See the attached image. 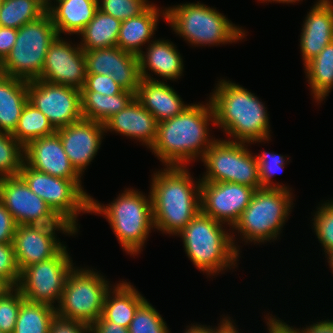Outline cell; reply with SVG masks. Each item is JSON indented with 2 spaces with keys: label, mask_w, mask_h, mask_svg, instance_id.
Wrapping results in <instances>:
<instances>
[{
  "label": "cell",
  "mask_w": 333,
  "mask_h": 333,
  "mask_svg": "<svg viewBox=\"0 0 333 333\" xmlns=\"http://www.w3.org/2000/svg\"><path fill=\"white\" fill-rule=\"evenodd\" d=\"M159 11L160 9L152 3L140 15L123 20L119 30L117 47L138 56L143 51L142 46L146 42H152L150 39L157 30L159 16H163V19L166 20V9L162 10L163 12Z\"/></svg>",
  "instance_id": "cell-25"
},
{
  "label": "cell",
  "mask_w": 333,
  "mask_h": 333,
  "mask_svg": "<svg viewBox=\"0 0 333 333\" xmlns=\"http://www.w3.org/2000/svg\"><path fill=\"white\" fill-rule=\"evenodd\" d=\"M55 231L70 236L77 233L70 225H17L13 246L20 271L53 258L65 246L57 239Z\"/></svg>",
  "instance_id": "cell-15"
},
{
  "label": "cell",
  "mask_w": 333,
  "mask_h": 333,
  "mask_svg": "<svg viewBox=\"0 0 333 333\" xmlns=\"http://www.w3.org/2000/svg\"><path fill=\"white\" fill-rule=\"evenodd\" d=\"M298 329L300 333H333V319L313 323L310 326H306V328L303 327V330Z\"/></svg>",
  "instance_id": "cell-48"
},
{
  "label": "cell",
  "mask_w": 333,
  "mask_h": 333,
  "mask_svg": "<svg viewBox=\"0 0 333 333\" xmlns=\"http://www.w3.org/2000/svg\"><path fill=\"white\" fill-rule=\"evenodd\" d=\"M135 98L157 120L162 122L182 113L189 104H184L178 93L166 82L140 79Z\"/></svg>",
  "instance_id": "cell-24"
},
{
  "label": "cell",
  "mask_w": 333,
  "mask_h": 333,
  "mask_svg": "<svg viewBox=\"0 0 333 333\" xmlns=\"http://www.w3.org/2000/svg\"><path fill=\"white\" fill-rule=\"evenodd\" d=\"M94 271L73 267L66 278L56 315L91 325L102 314L110 286L105 277Z\"/></svg>",
  "instance_id": "cell-9"
},
{
  "label": "cell",
  "mask_w": 333,
  "mask_h": 333,
  "mask_svg": "<svg viewBox=\"0 0 333 333\" xmlns=\"http://www.w3.org/2000/svg\"><path fill=\"white\" fill-rule=\"evenodd\" d=\"M256 158L259 164L261 188H285L291 190V188L286 187V185L284 186L277 183L275 184L273 181H271V177L274 174H277L278 171H282L284 166L287 164V161H285L286 159L283 155L264 151L261 154H256Z\"/></svg>",
  "instance_id": "cell-40"
},
{
  "label": "cell",
  "mask_w": 333,
  "mask_h": 333,
  "mask_svg": "<svg viewBox=\"0 0 333 333\" xmlns=\"http://www.w3.org/2000/svg\"><path fill=\"white\" fill-rule=\"evenodd\" d=\"M87 76L86 58L79 43L71 45L57 36L46 54L44 67L38 79L73 87L78 90L84 86Z\"/></svg>",
  "instance_id": "cell-17"
},
{
  "label": "cell",
  "mask_w": 333,
  "mask_h": 333,
  "mask_svg": "<svg viewBox=\"0 0 333 333\" xmlns=\"http://www.w3.org/2000/svg\"><path fill=\"white\" fill-rule=\"evenodd\" d=\"M28 101V81L0 74V132H14Z\"/></svg>",
  "instance_id": "cell-28"
},
{
  "label": "cell",
  "mask_w": 333,
  "mask_h": 333,
  "mask_svg": "<svg viewBox=\"0 0 333 333\" xmlns=\"http://www.w3.org/2000/svg\"><path fill=\"white\" fill-rule=\"evenodd\" d=\"M0 201L17 225H69L20 176L0 178Z\"/></svg>",
  "instance_id": "cell-13"
},
{
  "label": "cell",
  "mask_w": 333,
  "mask_h": 333,
  "mask_svg": "<svg viewBox=\"0 0 333 333\" xmlns=\"http://www.w3.org/2000/svg\"><path fill=\"white\" fill-rule=\"evenodd\" d=\"M135 98V93L123 90L115 95L99 92H81L82 116L103 125L115 114L126 108Z\"/></svg>",
  "instance_id": "cell-29"
},
{
  "label": "cell",
  "mask_w": 333,
  "mask_h": 333,
  "mask_svg": "<svg viewBox=\"0 0 333 333\" xmlns=\"http://www.w3.org/2000/svg\"><path fill=\"white\" fill-rule=\"evenodd\" d=\"M157 125L156 118L136 98L104 124L105 133L113 131L140 140L148 149L155 142Z\"/></svg>",
  "instance_id": "cell-22"
},
{
  "label": "cell",
  "mask_w": 333,
  "mask_h": 333,
  "mask_svg": "<svg viewBox=\"0 0 333 333\" xmlns=\"http://www.w3.org/2000/svg\"><path fill=\"white\" fill-rule=\"evenodd\" d=\"M10 288L3 280L0 279V295Z\"/></svg>",
  "instance_id": "cell-53"
},
{
  "label": "cell",
  "mask_w": 333,
  "mask_h": 333,
  "mask_svg": "<svg viewBox=\"0 0 333 333\" xmlns=\"http://www.w3.org/2000/svg\"><path fill=\"white\" fill-rule=\"evenodd\" d=\"M19 175L61 220L78 232V214L90 213L91 197L84 190L81 180L54 177L29 167L25 162Z\"/></svg>",
  "instance_id": "cell-10"
},
{
  "label": "cell",
  "mask_w": 333,
  "mask_h": 333,
  "mask_svg": "<svg viewBox=\"0 0 333 333\" xmlns=\"http://www.w3.org/2000/svg\"><path fill=\"white\" fill-rule=\"evenodd\" d=\"M24 147L10 134L0 132V178L19 175Z\"/></svg>",
  "instance_id": "cell-35"
},
{
  "label": "cell",
  "mask_w": 333,
  "mask_h": 333,
  "mask_svg": "<svg viewBox=\"0 0 333 333\" xmlns=\"http://www.w3.org/2000/svg\"><path fill=\"white\" fill-rule=\"evenodd\" d=\"M291 190L285 188H260L254 191L249 205L233 226L244 242L254 244L276 240L282 232L289 212L293 208Z\"/></svg>",
  "instance_id": "cell-7"
},
{
  "label": "cell",
  "mask_w": 333,
  "mask_h": 333,
  "mask_svg": "<svg viewBox=\"0 0 333 333\" xmlns=\"http://www.w3.org/2000/svg\"><path fill=\"white\" fill-rule=\"evenodd\" d=\"M122 21L97 10L90 23L78 34L79 45L84 51L117 46Z\"/></svg>",
  "instance_id": "cell-30"
},
{
  "label": "cell",
  "mask_w": 333,
  "mask_h": 333,
  "mask_svg": "<svg viewBox=\"0 0 333 333\" xmlns=\"http://www.w3.org/2000/svg\"><path fill=\"white\" fill-rule=\"evenodd\" d=\"M58 36L48 13L18 29L16 42L0 63V74L32 81L39 78L49 46Z\"/></svg>",
  "instance_id": "cell-8"
},
{
  "label": "cell",
  "mask_w": 333,
  "mask_h": 333,
  "mask_svg": "<svg viewBox=\"0 0 333 333\" xmlns=\"http://www.w3.org/2000/svg\"><path fill=\"white\" fill-rule=\"evenodd\" d=\"M67 247L53 258L32 264L20 271L17 289L25 300L54 307L59 304L67 276L74 267Z\"/></svg>",
  "instance_id": "cell-12"
},
{
  "label": "cell",
  "mask_w": 333,
  "mask_h": 333,
  "mask_svg": "<svg viewBox=\"0 0 333 333\" xmlns=\"http://www.w3.org/2000/svg\"><path fill=\"white\" fill-rule=\"evenodd\" d=\"M18 34V29L0 27V63L6 58L13 46Z\"/></svg>",
  "instance_id": "cell-45"
},
{
  "label": "cell",
  "mask_w": 333,
  "mask_h": 333,
  "mask_svg": "<svg viewBox=\"0 0 333 333\" xmlns=\"http://www.w3.org/2000/svg\"><path fill=\"white\" fill-rule=\"evenodd\" d=\"M56 308L24 300L21 303L13 333H49Z\"/></svg>",
  "instance_id": "cell-33"
},
{
  "label": "cell",
  "mask_w": 333,
  "mask_h": 333,
  "mask_svg": "<svg viewBox=\"0 0 333 333\" xmlns=\"http://www.w3.org/2000/svg\"><path fill=\"white\" fill-rule=\"evenodd\" d=\"M92 333H129L128 328L107 320H96L91 324Z\"/></svg>",
  "instance_id": "cell-46"
},
{
  "label": "cell",
  "mask_w": 333,
  "mask_h": 333,
  "mask_svg": "<svg viewBox=\"0 0 333 333\" xmlns=\"http://www.w3.org/2000/svg\"><path fill=\"white\" fill-rule=\"evenodd\" d=\"M332 3L318 0L307 12L299 39L304 66L333 41Z\"/></svg>",
  "instance_id": "cell-21"
},
{
  "label": "cell",
  "mask_w": 333,
  "mask_h": 333,
  "mask_svg": "<svg viewBox=\"0 0 333 333\" xmlns=\"http://www.w3.org/2000/svg\"><path fill=\"white\" fill-rule=\"evenodd\" d=\"M24 297L16 287L8 288L0 295V331L13 333Z\"/></svg>",
  "instance_id": "cell-37"
},
{
  "label": "cell",
  "mask_w": 333,
  "mask_h": 333,
  "mask_svg": "<svg viewBox=\"0 0 333 333\" xmlns=\"http://www.w3.org/2000/svg\"><path fill=\"white\" fill-rule=\"evenodd\" d=\"M56 133L71 165L82 176L101 147L105 126L100 122L82 118L57 129Z\"/></svg>",
  "instance_id": "cell-19"
},
{
  "label": "cell",
  "mask_w": 333,
  "mask_h": 333,
  "mask_svg": "<svg viewBox=\"0 0 333 333\" xmlns=\"http://www.w3.org/2000/svg\"><path fill=\"white\" fill-rule=\"evenodd\" d=\"M121 282L108 291L102 314L97 320H107L129 328L135 312L146 299L130 282Z\"/></svg>",
  "instance_id": "cell-27"
},
{
  "label": "cell",
  "mask_w": 333,
  "mask_h": 333,
  "mask_svg": "<svg viewBox=\"0 0 333 333\" xmlns=\"http://www.w3.org/2000/svg\"><path fill=\"white\" fill-rule=\"evenodd\" d=\"M146 50L138 55L142 79L155 81L156 78L150 76L148 70L162 77L164 81L165 79L174 81L182 76L184 70L182 56L171 41L153 40Z\"/></svg>",
  "instance_id": "cell-23"
},
{
  "label": "cell",
  "mask_w": 333,
  "mask_h": 333,
  "mask_svg": "<svg viewBox=\"0 0 333 333\" xmlns=\"http://www.w3.org/2000/svg\"><path fill=\"white\" fill-rule=\"evenodd\" d=\"M188 327L184 333H214L213 328L210 326L207 327L206 325L192 324V326Z\"/></svg>",
  "instance_id": "cell-50"
},
{
  "label": "cell",
  "mask_w": 333,
  "mask_h": 333,
  "mask_svg": "<svg viewBox=\"0 0 333 333\" xmlns=\"http://www.w3.org/2000/svg\"><path fill=\"white\" fill-rule=\"evenodd\" d=\"M223 225L199 211L177 234L182 238L191 262L208 275L214 276L237 266L240 248L235 245L233 234L223 229Z\"/></svg>",
  "instance_id": "cell-4"
},
{
  "label": "cell",
  "mask_w": 333,
  "mask_h": 333,
  "mask_svg": "<svg viewBox=\"0 0 333 333\" xmlns=\"http://www.w3.org/2000/svg\"><path fill=\"white\" fill-rule=\"evenodd\" d=\"M210 121L215 125L210 99L205 105L190 104L177 116L158 123L156 139L150 150L165 167H187L189 161L202 159L216 141L209 133Z\"/></svg>",
  "instance_id": "cell-1"
},
{
  "label": "cell",
  "mask_w": 333,
  "mask_h": 333,
  "mask_svg": "<svg viewBox=\"0 0 333 333\" xmlns=\"http://www.w3.org/2000/svg\"><path fill=\"white\" fill-rule=\"evenodd\" d=\"M124 89L110 75L87 74L80 92H99L104 95H115Z\"/></svg>",
  "instance_id": "cell-42"
},
{
  "label": "cell",
  "mask_w": 333,
  "mask_h": 333,
  "mask_svg": "<svg viewBox=\"0 0 333 333\" xmlns=\"http://www.w3.org/2000/svg\"><path fill=\"white\" fill-rule=\"evenodd\" d=\"M247 147L245 142L216 139L201 159L207 169L201 182H233L260 189L259 164Z\"/></svg>",
  "instance_id": "cell-11"
},
{
  "label": "cell",
  "mask_w": 333,
  "mask_h": 333,
  "mask_svg": "<svg viewBox=\"0 0 333 333\" xmlns=\"http://www.w3.org/2000/svg\"><path fill=\"white\" fill-rule=\"evenodd\" d=\"M46 13L44 0H3L0 7V27L19 29Z\"/></svg>",
  "instance_id": "cell-32"
},
{
  "label": "cell",
  "mask_w": 333,
  "mask_h": 333,
  "mask_svg": "<svg viewBox=\"0 0 333 333\" xmlns=\"http://www.w3.org/2000/svg\"><path fill=\"white\" fill-rule=\"evenodd\" d=\"M129 333H170L160 313L145 300L135 312Z\"/></svg>",
  "instance_id": "cell-36"
},
{
  "label": "cell",
  "mask_w": 333,
  "mask_h": 333,
  "mask_svg": "<svg viewBox=\"0 0 333 333\" xmlns=\"http://www.w3.org/2000/svg\"><path fill=\"white\" fill-rule=\"evenodd\" d=\"M186 167L166 166L152 175L150 194L154 227L162 233H180L201 211L200 184Z\"/></svg>",
  "instance_id": "cell-2"
},
{
  "label": "cell",
  "mask_w": 333,
  "mask_h": 333,
  "mask_svg": "<svg viewBox=\"0 0 333 333\" xmlns=\"http://www.w3.org/2000/svg\"><path fill=\"white\" fill-rule=\"evenodd\" d=\"M90 213L104 215L122 249L133 256L143 251L151 229H155L150 192L147 198L141 191L128 188L105 206L91 196Z\"/></svg>",
  "instance_id": "cell-5"
},
{
  "label": "cell",
  "mask_w": 333,
  "mask_h": 333,
  "mask_svg": "<svg viewBox=\"0 0 333 333\" xmlns=\"http://www.w3.org/2000/svg\"><path fill=\"white\" fill-rule=\"evenodd\" d=\"M17 223L0 201V243H13Z\"/></svg>",
  "instance_id": "cell-44"
},
{
  "label": "cell",
  "mask_w": 333,
  "mask_h": 333,
  "mask_svg": "<svg viewBox=\"0 0 333 333\" xmlns=\"http://www.w3.org/2000/svg\"><path fill=\"white\" fill-rule=\"evenodd\" d=\"M267 318L266 322H267V330H269V333H300L298 328H293L292 326L290 327L289 324H286L283 320L280 319H276L275 316L272 317L271 316H265V319Z\"/></svg>",
  "instance_id": "cell-47"
},
{
  "label": "cell",
  "mask_w": 333,
  "mask_h": 333,
  "mask_svg": "<svg viewBox=\"0 0 333 333\" xmlns=\"http://www.w3.org/2000/svg\"><path fill=\"white\" fill-rule=\"evenodd\" d=\"M312 221L314 232L324 252L333 249V200L321 203Z\"/></svg>",
  "instance_id": "cell-39"
},
{
  "label": "cell",
  "mask_w": 333,
  "mask_h": 333,
  "mask_svg": "<svg viewBox=\"0 0 333 333\" xmlns=\"http://www.w3.org/2000/svg\"><path fill=\"white\" fill-rule=\"evenodd\" d=\"M92 333L91 325L55 316L49 333Z\"/></svg>",
  "instance_id": "cell-43"
},
{
  "label": "cell",
  "mask_w": 333,
  "mask_h": 333,
  "mask_svg": "<svg viewBox=\"0 0 333 333\" xmlns=\"http://www.w3.org/2000/svg\"><path fill=\"white\" fill-rule=\"evenodd\" d=\"M326 258H327V262L329 263L330 269L333 272V249L326 251L325 252Z\"/></svg>",
  "instance_id": "cell-51"
},
{
  "label": "cell",
  "mask_w": 333,
  "mask_h": 333,
  "mask_svg": "<svg viewBox=\"0 0 333 333\" xmlns=\"http://www.w3.org/2000/svg\"><path fill=\"white\" fill-rule=\"evenodd\" d=\"M98 9L121 21L136 17L151 4L148 0H97ZM149 2V3H148Z\"/></svg>",
  "instance_id": "cell-38"
},
{
  "label": "cell",
  "mask_w": 333,
  "mask_h": 333,
  "mask_svg": "<svg viewBox=\"0 0 333 333\" xmlns=\"http://www.w3.org/2000/svg\"><path fill=\"white\" fill-rule=\"evenodd\" d=\"M28 100L57 130L83 118L80 90L41 79L28 81Z\"/></svg>",
  "instance_id": "cell-14"
},
{
  "label": "cell",
  "mask_w": 333,
  "mask_h": 333,
  "mask_svg": "<svg viewBox=\"0 0 333 333\" xmlns=\"http://www.w3.org/2000/svg\"><path fill=\"white\" fill-rule=\"evenodd\" d=\"M222 319L218 324V327L213 328L214 333H239V330H237L236 326L233 323L234 321L230 319V316H226Z\"/></svg>",
  "instance_id": "cell-49"
},
{
  "label": "cell",
  "mask_w": 333,
  "mask_h": 333,
  "mask_svg": "<svg viewBox=\"0 0 333 333\" xmlns=\"http://www.w3.org/2000/svg\"><path fill=\"white\" fill-rule=\"evenodd\" d=\"M166 9V22L180 37L196 46L222 45L240 41L245 30L204 3H183Z\"/></svg>",
  "instance_id": "cell-6"
},
{
  "label": "cell",
  "mask_w": 333,
  "mask_h": 333,
  "mask_svg": "<svg viewBox=\"0 0 333 333\" xmlns=\"http://www.w3.org/2000/svg\"><path fill=\"white\" fill-rule=\"evenodd\" d=\"M304 68L315 102H322L333 89V41Z\"/></svg>",
  "instance_id": "cell-31"
},
{
  "label": "cell",
  "mask_w": 333,
  "mask_h": 333,
  "mask_svg": "<svg viewBox=\"0 0 333 333\" xmlns=\"http://www.w3.org/2000/svg\"><path fill=\"white\" fill-rule=\"evenodd\" d=\"M254 191L252 187L233 182H201V211L233 228L249 205Z\"/></svg>",
  "instance_id": "cell-16"
},
{
  "label": "cell",
  "mask_w": 333,
  "mask_h": 333,
  "mask_svg": "<svg viewBox=\"0 0 333 333\" xmlns=\"http://www.w3.org/2000/svg\"><path fill=\"white\" fill-rule=\"evenodd\" d=\"M259 1V0H258ZM261 2H278V3H286V4H288V3H295L296 1L298 2V1H301V0H260Z\"/></svg>",
  "instance_id": "cell-52"
},
{
  "label": "cell",
  "mask_w": 333,
  "mask_h": 333,
  "mask_svg": "<svg viewBox=\"0 0 333 333\" xmlns=\"http://www.w3.org/2000/svg\"><path fill=\"white\" fill-rule=\"evenodd\" d=\"M214 93L209 96L215 125L223 129L231 142L270 141V125L267 107L254 93L230 80L218 81Z\"/></svg>",
  "instance_id": "cell-3"
},
{
  "label": "cell",
  "mask_w": 333,
  "mask_h": 333,
  "mask_svg": "<svg viewBox=\"0 0 333 333\" xmlns=\"http://www.w3.org/2000/svg\"><path fill=\"white\" fill-rule=\"evenodd\" d=\"M52 1H54V3H55L58 0H44L45 6H46L47 9L53 4Z\"/></svg>",
  "instance_id": "cell-54"
},
{
  "label": "cell",
  "mask_w": 333,
  "mask_h": 333,
  "mask_svg": "<svg viewBox=\"0 0 333 333\" xmlns=\"http://www.w3.org/2000/svg\"><path fill=\"white\" fill-rule=\"evenodd\" d=\"M24 162L33 169L54 177L81 180L71 165L57 133L30 141L24 147Z\"/></svg>",
  "instance_id": "cell-20"
},
{
  "label": "cell",
  "mask_w": 333,
  "mask_h": 333,
  "mask_svg": "<svg viewBox=\"0 0 333 333\" xmlns=\"http://www.w3.org/2000/svg\"><path fill=\"white\" fill-rule=\"evenodd\" d=\"M87 74L110 75L124 90L137 92L141 79L137 55L114 46L84 51Z\"/></svg>",
  "instance_id": "cell-18"
},
{
  "label": "cell",
  "mask_w": 333,
  "mask_h": 333,
  "mask_svg": "<svg viewBox=\"0 0 333 333\" xmlns=\"http://www.w3.org/2000/svg\"><path fill=\"white\" fill-rule=\"evenodd\" d=\"M0 279L9 287H17L20 270L16 262L13 243H0Z\"/></svg>",
  "instance_id": "cell-41"
},
{
  "label": "cell",
  "mask_w": 333,
  "mask_h": 333,
  "mask_svg": "<svg viewBox=\"0 0 333 333\" xmlns=\"http://www.w3.org/2000/svg\"><path fill=\"white\" fill-rule=\"evenodd\" d=\"M47 9L58 36L79 34L98 10L97 0H58ZM58 4V5H57Z\"/></svg>",
  "instance_id": "cell-26"
},
{
  "label": "cell",
  "mask_w": 333,
  "mask_h": 333,
  "mask_svg": "<svg viewBox=\"0 0 333 333\" xmlns=\"http://www.w3.org/2000/svg\"><path fill=\"white\" fill-rule=\"evenodd\" d=\"M56 129L48 118L29 101L26 103L18 124L11 134L23 147L30 141L53 135Z\"/></svg>",
  "instance_id": "cell-34"
}]
</instances>
